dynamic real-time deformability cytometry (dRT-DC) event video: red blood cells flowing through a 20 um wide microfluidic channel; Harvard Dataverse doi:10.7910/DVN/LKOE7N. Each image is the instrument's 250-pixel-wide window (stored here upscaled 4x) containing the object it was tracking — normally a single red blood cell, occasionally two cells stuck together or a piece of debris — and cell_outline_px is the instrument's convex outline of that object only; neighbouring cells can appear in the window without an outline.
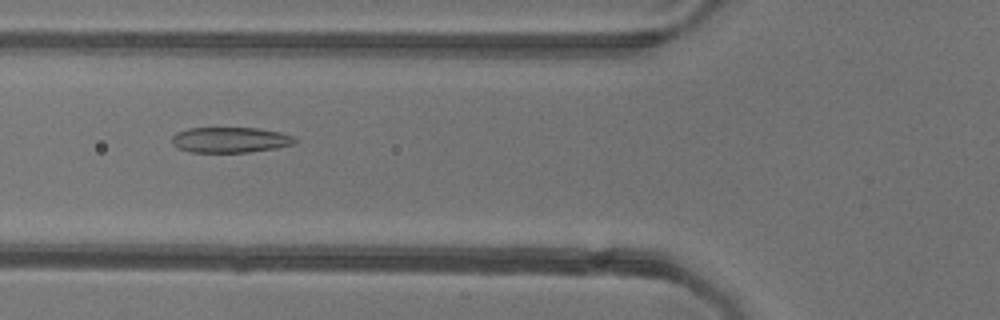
{"species": "common noctule bat (a hibernating species)", "species_latin": "Nyctalus noctula", "temperature_condition": "warm", "stored_images_in_passage": 53, "camera_frame_rate_fps": 3000, "um_per_image_px": 0.085, "animal": {"sex": "female"}, "frame": {"image": 1, "passage_image": 20, "time_ms": 6.333, "image_size_px": [1000, 320], "cell_outline_px": [[296, 140], [292, 144], [276, 148], [248, 152], [188, 152], [172, 144], [172, 136], [176, 132], [188, 128], [256, 128], [280, 132], [292, 136]], "centroid_in_image_um": [19.53, 11.89], "position_along_channel_um": 106.3, "area_um2": 18.15}}
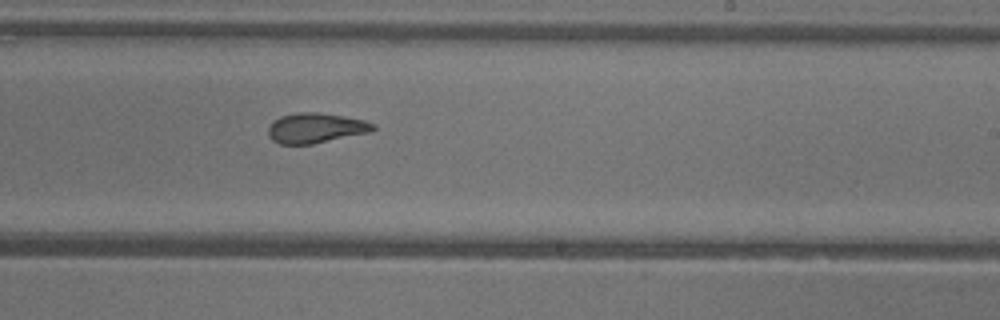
{"frame": {"image": 2, "passage_image": 32, "time_ms": 10.333, "image_size_px": [1000, 320], "cell_outline_px": [[376, 128], [372, 132], [312, 144], [280, 144], [272, 140], [268, 136], [268, 128], [272, 120], [280, 116], [296, 112], [320, 112], [344, 116], [364, 120], [376, 124]], "centroid_in_image_um": [26.84, 10.87], "position_along_channel_um": 262.2, "area_um2": 18.67}}
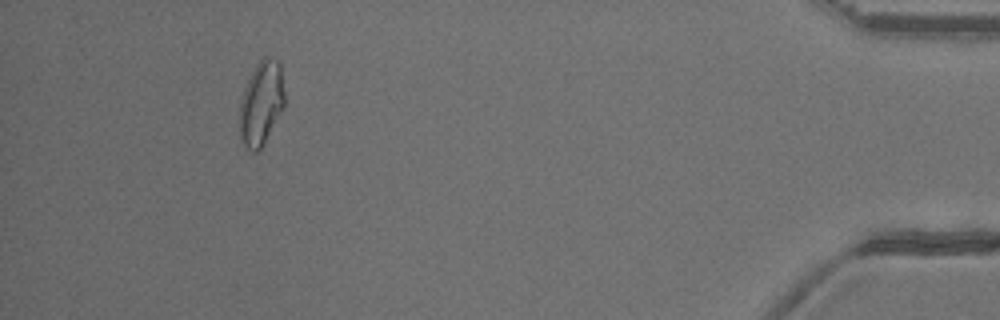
{"frame": {"image": 3, "passage_image": 49, "time_ms": 16.0, "image_size_px": [1000, 320], "cell_outline_px": [[284, 108], [264, 144], [256, 152], [252, 152], [240, 140], [240, 100], [244, 88], [256, 64], [264, 56], [268, 56], [276, 60], [280, 64], [284, 92]], "centroid_in_image_um": [22.21, 8.78], "position_along_channel_um": 413.0, "area_um2": 22.02}, "authors_computed_cell_mechanics": {"area_um2": 19.7676, "velocity_mm_per_s": 3.8976, "shape_relaxation_time_tau1_ms": null, "shape_relaxation_time_tau2_ms": 1.3612, "deformation_change_tau1": null, "deformation_change_tau2": 0.0739}}